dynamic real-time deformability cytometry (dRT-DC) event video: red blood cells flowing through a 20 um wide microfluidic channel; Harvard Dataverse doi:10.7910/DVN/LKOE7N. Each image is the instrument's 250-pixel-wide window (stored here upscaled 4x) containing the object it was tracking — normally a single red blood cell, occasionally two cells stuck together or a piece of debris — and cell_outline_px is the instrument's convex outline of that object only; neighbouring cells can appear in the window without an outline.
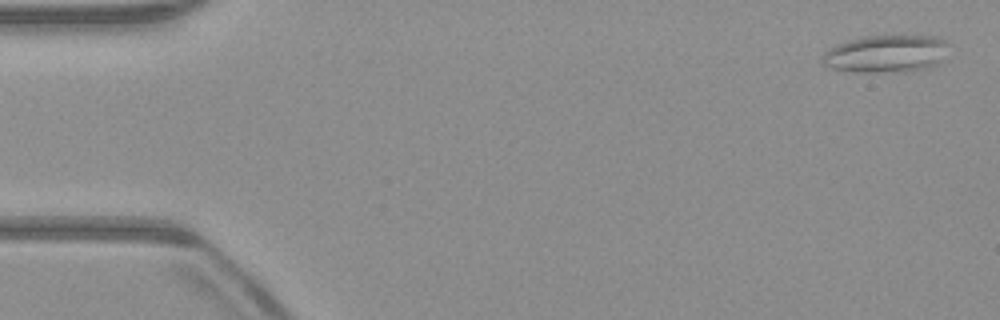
{"species": "common noctule bat (a hibernating species)", "species_latin": "Nyctalus noctula", "temperature_condition": "warm", "stored_images_in_passage": 50, "segment_of_instrument_passage": [1, 2], "camera_frame_rate_fps": 3000, "um_per_image_px": 0.085, "animal": {"sex": "male", "body_mass_g": 23.1, "forearm_length_mm": 52.7}, "frame": {"image": 1, "passage_image": 1, "time_ms": 0.0, "image_size_px": [1000, 320], "cell_outline_px": [[948, 44], [936, 64], [924, 68], [904, 72], [864, 72], [832, 68], [824, 64], [820, 60], [824, 52], [828, 48], [836, 44], [860, 36], [940, 36]], "centroid_in_image_um": [75.24, 4.56], "position_along_channel_um": 9.8, "area_um2": 27.34}}
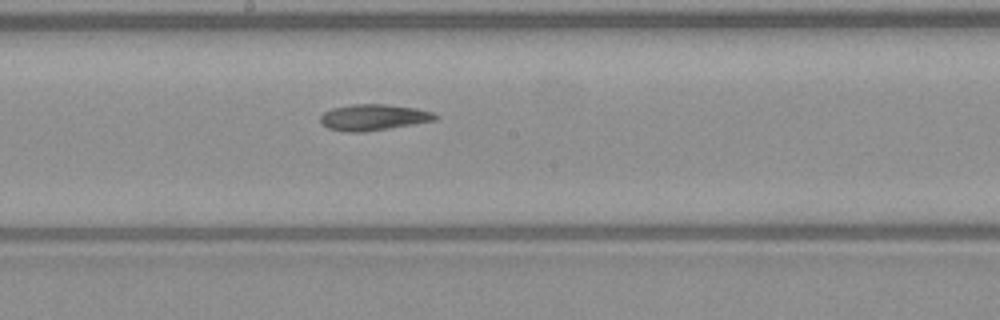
{"frame": {"image": 2, "passage_image": 27, "time_ms": 8.667, "image_size_px": [1000, 320], "cell_outline_px": [[440, 116], [436, 120], [364, 132], [348, 132], [328, 128], [320, 124], [320, 116], [324, 112], [332, 108], [348, 104], [384, 104], [416, 108], [432, 112]], "centroid_in_image_um": [31.71, 9.96], "position_along_channel_um": 216.5, "area_um2": 17.51}}
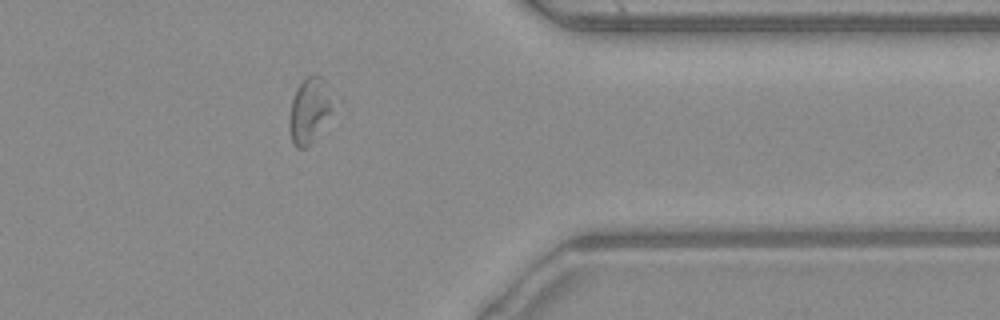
{"frame": {"image": 3, "passage_image": 41, "time_ms": 13.333, "image_size_px": [1000, 320], "cell_outline_px": [[344, 104], [312, 140], [304, 148], [296, 148], [292, 144], [288, 128], [288, 120], [292, 100], [296, 88], [308, 76], [320, 76], [324, 80]], "centroid_in_image_um": [26.46, 9.36], "position_along_channel_um": 384.9, "area_um2": 18.09}}